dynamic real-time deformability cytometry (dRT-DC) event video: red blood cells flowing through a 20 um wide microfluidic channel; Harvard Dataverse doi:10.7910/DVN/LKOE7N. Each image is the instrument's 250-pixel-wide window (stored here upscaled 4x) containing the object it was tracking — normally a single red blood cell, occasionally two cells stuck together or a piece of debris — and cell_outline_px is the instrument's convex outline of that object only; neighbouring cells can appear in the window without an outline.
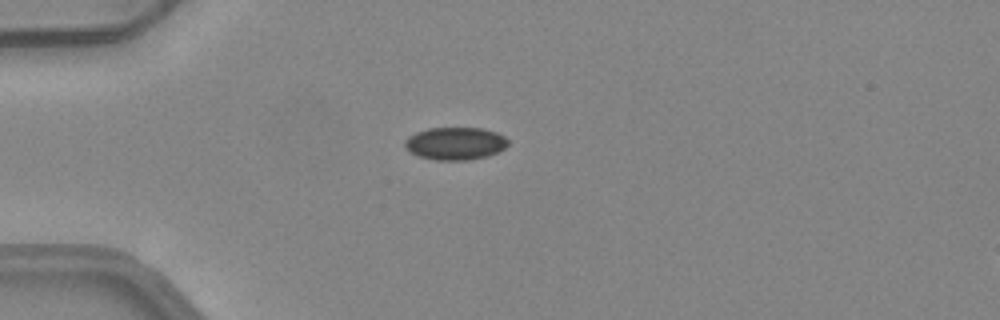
{"species": "common noctule bat (a hibernating species)", "species_latin": "Nyctalus noctula", "temperature_condition": "warm", "stored_images_in_passage": 37, "camera_frame_rate_fps": 3000, "um_per_image_px": 0.085, "animal": {"sex": "female", "body_mass_g": 24.6, "forearm_length_mm": 56.2}, "frame": {"image": 1, "passage_image": 1, "time_ms": 0.0, "image_size_px": [1000, 320], "cell_outline_px": [[508, 144], [504, 148], [488, 156], [468, 160], [436, 160], [416, 156], [408, 152], [404, 148], [404, 140], [408, 136], [416, 132], [428, 128], [484, 128], [496, 132], [504, 136], [508, 140]], "centroid_in_image_um": [38.65, 12.2], "position_along_channel_um": 46.4, "area_um2": 19.88}}
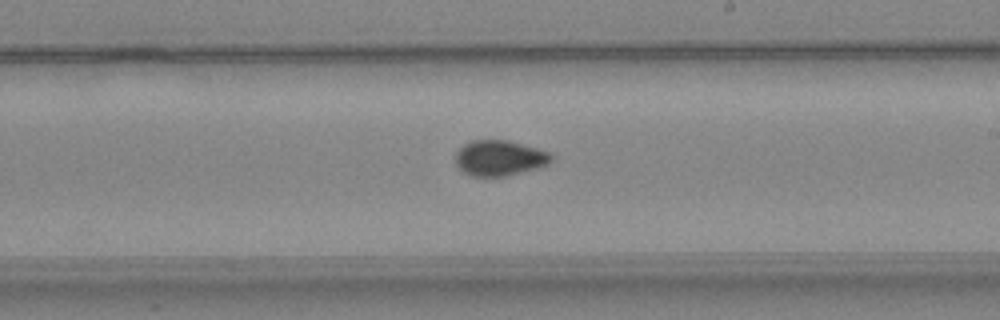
{"frame": {"image": 2, "passage_image": 17, "time_ms": 5.333, "image_size_px": [1000, 320], "cell_outline_px": [[552, 160], [548, 164], [536, 168], [504, 176], [472, 176], [460, 172], [456, 164], [456, 152], [464, 144], [472, 140], [508, 140], [536, 148], [548, 152], [552, 156]], "centroid_in_image_um": [42.41, 13.43], "position_along_channel_um": 246.6, "area_um2": 19.71}}
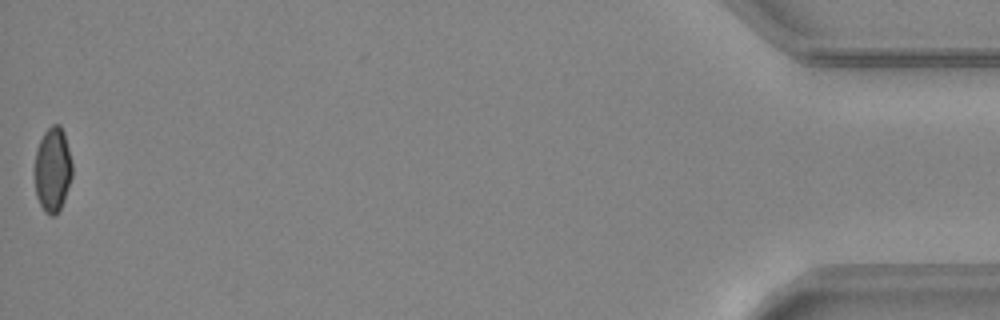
{"frame": {"image": 3, "passage_image": 37, "time_ms": 12.0, "image_size_px": [1000, 320], "cell_outline_px": [[72, 176], [64, 200], [56, 216], [48, 216], [44, 212], [36, 196], [36, 148], [44, 132], [52, 124], [60, 124], [64, 132], [72, 164]], "centroid_in_image_um": [4.49, 14.43], "position_along_channel_um": 430.7, "area_um2": 18.44}, "authors_computed_cell_mechanics": {"area_um2": 19.7098, "velocity_mm_per_s": 4.1782, "shape_relaxation_time_tau1_ms": null, "shape_relaxation_time_tau2_ms": 1.3594, "deformation_change_tau1": null, "deformation_change_tau2": 0.0488}}